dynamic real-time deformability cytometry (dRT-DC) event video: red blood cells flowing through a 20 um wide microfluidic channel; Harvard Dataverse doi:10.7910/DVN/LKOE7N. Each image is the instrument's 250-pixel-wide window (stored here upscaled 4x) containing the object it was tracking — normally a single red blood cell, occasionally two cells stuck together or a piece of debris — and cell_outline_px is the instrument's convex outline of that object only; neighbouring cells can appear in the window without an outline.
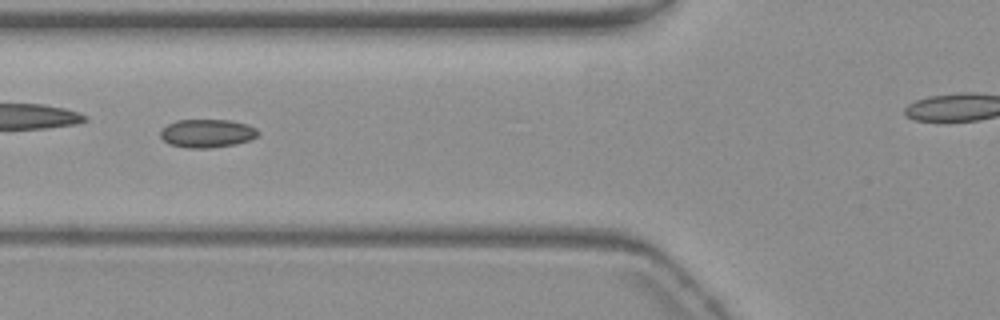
{"species": "common noctule bat (a hibernating species)", "species_latin": "Nyctalus noctula", "temperature_condition": "warm", "stored_images_in_passage": 48, "camera_frame_rate_fps": 3000, "um_per_image_px": 0.085, "animal": {"sex": "female", "body_mass_g": 19.3, "forearm_length_mm": 54.1}, "frame": {"image": 1, "passage_image": 21, "time_ms": 6.667, "image_size_px": [1000, 320], "cell_outline_px": [[260, 132], [256, 136], [248, 140], [236, 144], [208, 148], [188, 148], [168, 144], [160, 136], [160, 132], [168, 124], [176, 120], [228, 120], [248, 124], [256, 128]], "centroid_in_image_um": [17.6, 11.33], "position_along_channel_um": 108.2, "area_um2": 16.07}}
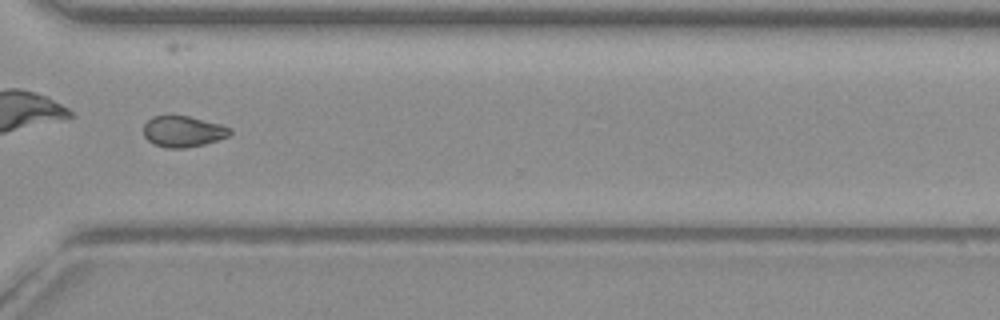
{"frame": {"image": 2, "passage_image": 41, "time_ms": 13.333, "image_size_px": [1000, 320], "cell_outline_px": [[232, 132], [228, 136], [204, 144], [184, 148], [164, 148], [148, 140], [144, 136], [144, 124], [152, 116], [188, 116], [220, 124], [232, 128]], "centroid_in_image_um": [15.56, 11.17], "position_along_channel_um": 355.0, "area_um2": 15.49}}